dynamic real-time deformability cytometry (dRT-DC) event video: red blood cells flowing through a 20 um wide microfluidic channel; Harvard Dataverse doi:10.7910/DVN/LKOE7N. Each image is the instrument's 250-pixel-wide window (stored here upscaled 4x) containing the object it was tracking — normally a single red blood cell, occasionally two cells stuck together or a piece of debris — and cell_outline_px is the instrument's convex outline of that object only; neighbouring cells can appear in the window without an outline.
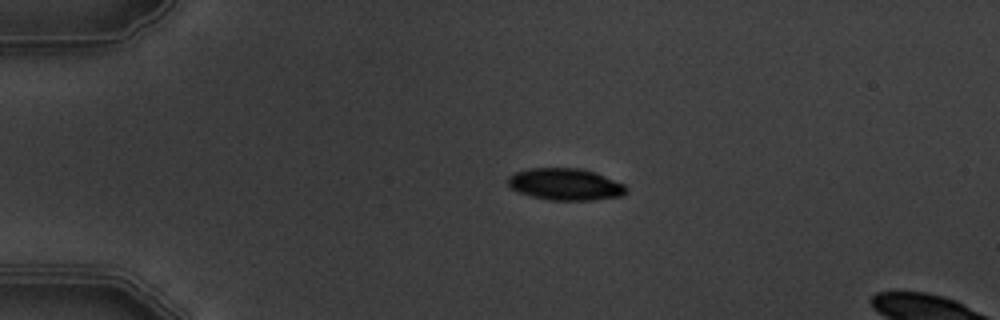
{"species": "common noctule bat (a hibernating species)", "species_latin": "Nyctalus noctula", "temperature_condition": "warm", "stored_images_in_passage": 3, "camera_frame_rate_fps": 3000, "um_per_image_px": 0.085, "animal": {"sex": "male", "body_mass_g": 19.5, "forearm_length_mm": 54.6}, "frame": {"image": 1, "passage_image": 1, "time_ms": 0.0, "image_size_px": [1000, 320], "cell_outline_px": [[628, 192], [624, 196], [596, 200], [552, 200], [532, 196], [508, 188], [508, 176], [516, 172], [528, 168], [580, 168], [596, 172], [624, 184], [628, 188]], "centroid_in_image_um": [48.09, 15.66], "position_along_channel_um": 36.9, "area_um2": 22.2}}